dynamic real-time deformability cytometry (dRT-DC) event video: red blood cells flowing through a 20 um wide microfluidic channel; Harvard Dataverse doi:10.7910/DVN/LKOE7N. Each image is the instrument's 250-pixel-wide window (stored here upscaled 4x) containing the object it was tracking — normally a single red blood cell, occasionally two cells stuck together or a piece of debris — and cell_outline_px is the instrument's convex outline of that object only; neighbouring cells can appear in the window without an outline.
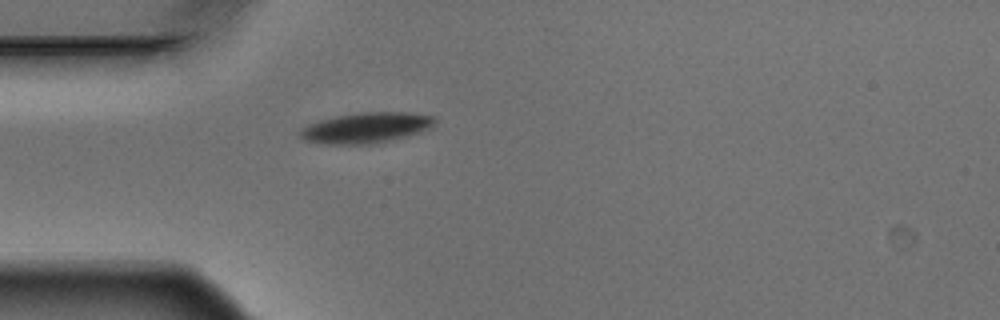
{"species": "Egyptian fruit bat (a non-hibernating species)", "species_latin": "Rousettus aegyptiacus", "temperature_condition": "warm", "stored_images_in_passage": 1, "camera_frame_rate_fps": 3000, "um_per_image_px": 0.085, "animal": {"sex": "male"}, "frame": {"image": 1, "passage_image": 1, "time_ms": 0.0, "image_size_px": [1000, 320], "cell_outline_px": [[436, 124], [432, 128], [408, 136], [392, 140], [372, 144], [324, 144], [304, 140], [300, 136], [300, 128], [308, 124], [336, 116], [360, 112], [408, 112], [436, 116]], "centroid_in_image_um": [31.17, 10.86], "position_along_channel_um": 53.8, "area_um2": 24.22}}